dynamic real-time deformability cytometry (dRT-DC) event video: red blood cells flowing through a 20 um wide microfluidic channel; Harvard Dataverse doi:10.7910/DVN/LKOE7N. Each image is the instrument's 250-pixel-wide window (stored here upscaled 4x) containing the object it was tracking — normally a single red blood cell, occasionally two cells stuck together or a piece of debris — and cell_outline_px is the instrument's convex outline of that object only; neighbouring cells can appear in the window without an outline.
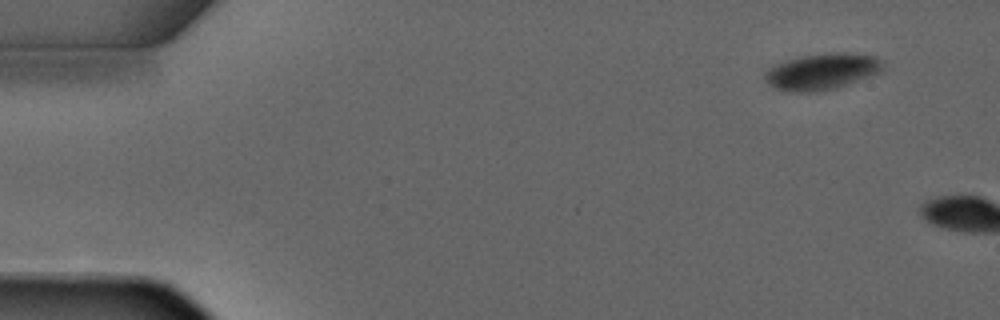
{"species": "common noctule bat (a hibernating species)", "species_latin": "Nyctalus noctula", "temperature_condition": "warm", "stored_images_in_passage": 2, "camera_frame_rate_fps": 3000, "um_per_image_px": 0.085, "animal": {"sex": "male", "forearm_length_mm": 52.5}, "frame": {"image": 1, "passage_image": 1, "time_ms": 0.0, "image_size_px": [1000, 320], "cell_outline_px": [[884, 68], [880, 72], [836, 88], [812, 92], [788, 92], [776, 88], [768, 84], [764, 80], [764, 72], [772, 64], [804, 56], [840, 52], [844, 52], [876, 56], [880, 60]], "centroid_in_image_um": [69.82, 6.09], "position_along_channel_um": 15.2, "area_um2": 24.8}}